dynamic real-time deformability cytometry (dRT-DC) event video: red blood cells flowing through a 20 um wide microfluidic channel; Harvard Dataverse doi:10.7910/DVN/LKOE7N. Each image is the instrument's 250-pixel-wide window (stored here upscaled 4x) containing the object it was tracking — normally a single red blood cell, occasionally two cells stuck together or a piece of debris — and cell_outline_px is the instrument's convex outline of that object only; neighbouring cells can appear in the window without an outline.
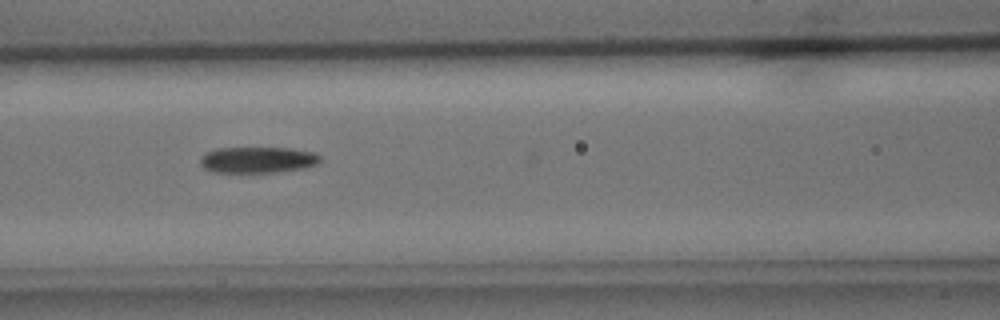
{"species": "common noctule bat (a hibernating species)", "species_latin": "Nyctalus noctula", "temperature_condition": "cold", "stored_images_in_passage": 10, "camera_frame_rate_fps": 3000, "um_per_image_px": 0.085, "animal": {"sex": "male", "body_mass_g": 15.6}, "frame": {"image": 1, "passage_image": 4, "time_ms": 3.667, "image_size_px": [1000, 320], "cell_outline_px": [[320, 160], [316, 164], [304, 168], [276, 172], [212, 172], [204, 168], [200, 164], [200, 156], [204, 152], [216, 148], [292, 148], [316, 152], [320, 156]], "centroid_in_image_um": [21.88, 13.58], "position_along_channel_um": 144.7, "area_um2": 18.44}}
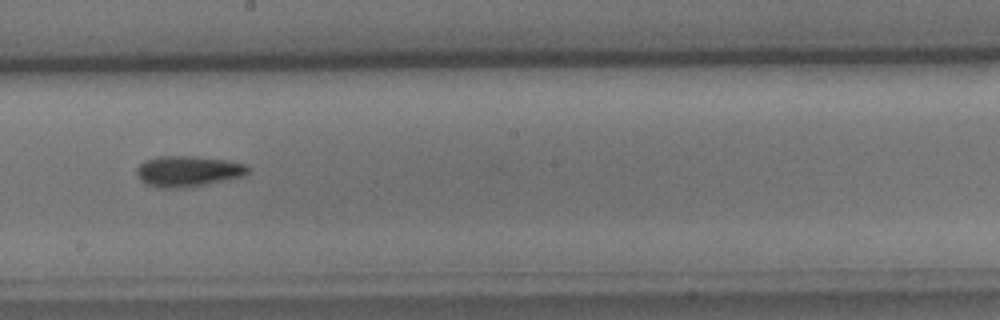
{"frame": {"image": 2, "passage_image": 6, "time_ms": 6.0, "image_size_px": [1000, 320], "cell_outline_px": [[248, 172], [244, 176], [208, 184], [180, 188], [160, 188], [144, 184], [140, 180], [136, 172], [136, 168], [144, 160], [156, 156], [196, 156], [228, 160], [248, 164]], "centroid_in_image_um": [15.96, 14.55], "position_along_channel_um": 232.2, "area_um2": 20.29}}
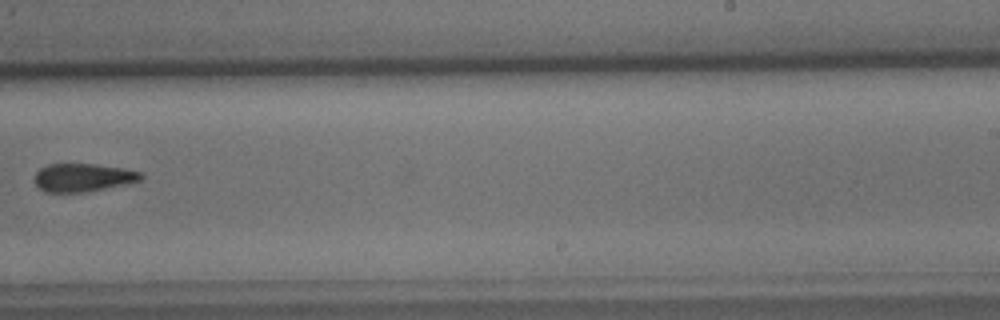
{"frame": {"image": 3, "passage_image": 7, "time_ms": 7.333, "image_size_px": [1000, 320], "cell_outline_px": [[144, 176], [140, 180], [124, 184], [104, 188], [80, 192], [44, 192], [32, 180], [36, 172], [40, 168], [48, 164], [96, 164], [124, 168], [144, 172]], "centroid_in_image_um": [7.03, 15.07], "position_along_channel_um": 282.0, "area_um2": 17.46}}